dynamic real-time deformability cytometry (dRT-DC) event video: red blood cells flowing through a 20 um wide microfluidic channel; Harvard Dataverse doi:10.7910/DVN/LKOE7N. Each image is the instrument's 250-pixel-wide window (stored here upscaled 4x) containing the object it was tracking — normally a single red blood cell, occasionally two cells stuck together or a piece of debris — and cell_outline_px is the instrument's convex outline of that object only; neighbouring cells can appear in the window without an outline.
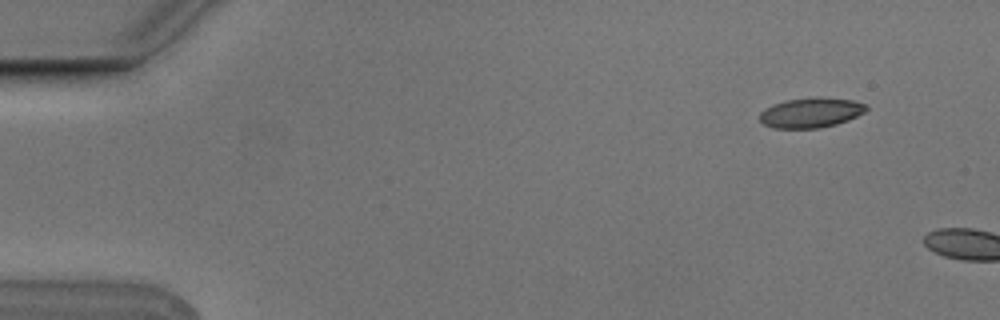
{"species": "Egyptian fruit bat (a non-hibernating species)", "species_latin": "Rousettus aegyptiacus", "temperature_condition": "cold", "stored_images_in_passage": 2, "camera_frame_rate_fps": 3000, "um_per_image_px": 0.085, "animal": {"sex": "male"}, "frame": {"image": 1, "passage_image": 1, "time_ms": 0.0, "image_size_px": [1000, 320], "cell_outline_px": [[868, 108], [864, 112], [848, 120], [836, 124], [820, 128], [772, 128], [764, 124], [760, 120], [760, 112], [764, 108], [772, 104], [784, 100], [812, 96], [820, 96], [852, 100], [868, 104]], "centroid_in_image_um": [68.92, 9.55], "position_along_channel_um": 16.1, "area_um2": 18.96}}